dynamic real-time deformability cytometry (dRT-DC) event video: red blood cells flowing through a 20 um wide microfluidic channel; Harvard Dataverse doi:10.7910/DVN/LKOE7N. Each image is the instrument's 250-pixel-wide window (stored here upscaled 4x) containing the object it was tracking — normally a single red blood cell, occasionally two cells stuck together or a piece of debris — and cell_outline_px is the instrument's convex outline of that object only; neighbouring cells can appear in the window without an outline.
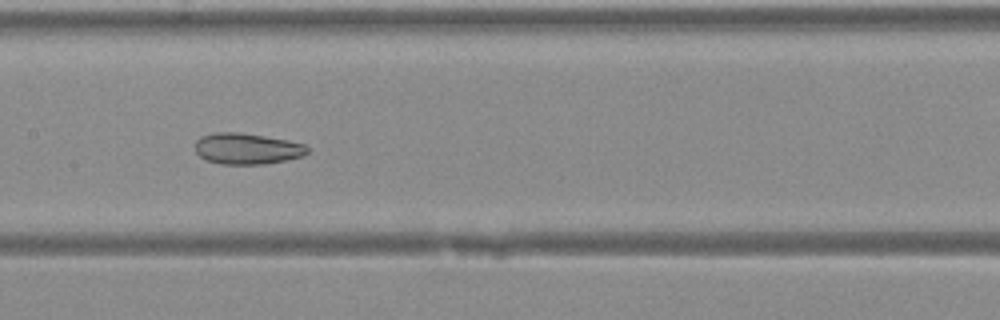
{"species": "Egyptian fruit bat (a non-hibernating species)", "species_latin": "Rousettus aegyptiacus", "temperature_condition": "warm", "stored_images_in_passage": 39, "camera_frame_rate_fps": 3000, "um_per_image_px": 0.085, "animal": {"sex": "female"}, "frame": {"image": 1, "passage_image": 21, "time_ms": 6.667, "image_size_px": [1000, 320], "cell_outline_px": [[308, 152], [304, 156], [288, 160], [264, 164], [220, 164], [208, 160], [200, 156], [196, 152], [196, 140], [200, 136], [216, 132], [240, 132], [288, 140], [304, 144], [308, 148]], "centroid_in_image_um": [21.01, 12.63], "position_along_channel_um": 186.4, "area_um2": 20.4}}
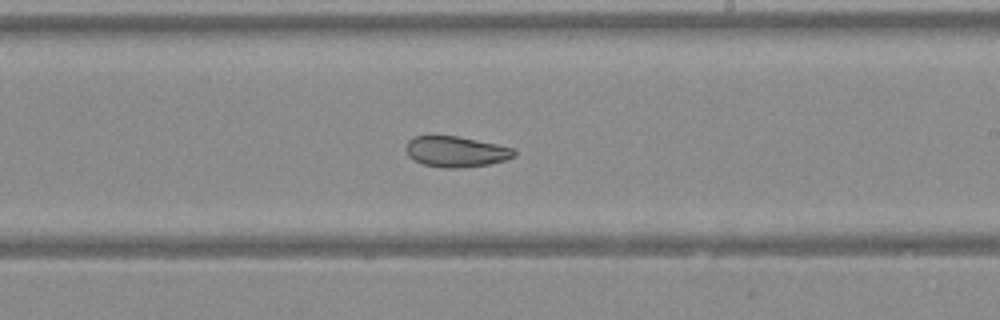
{"frame": {"image": 2, "passage_image": 25, "time_ms": 8.0, "image_size_px": [1000, 320], "cell_outline_px": [[516, 156], [504, 160], [488, 164], [456, 168], [444, 168], [424, 164], [408, 156], [404, 148], [408, 140], [412, 136], [456, 136], [496, 144], [512, 148], [516, 152]], "centroid_in_image_um": [38.72, 12.88], "position_along_channel_um": 250.3, "area_um2": 19.19}}
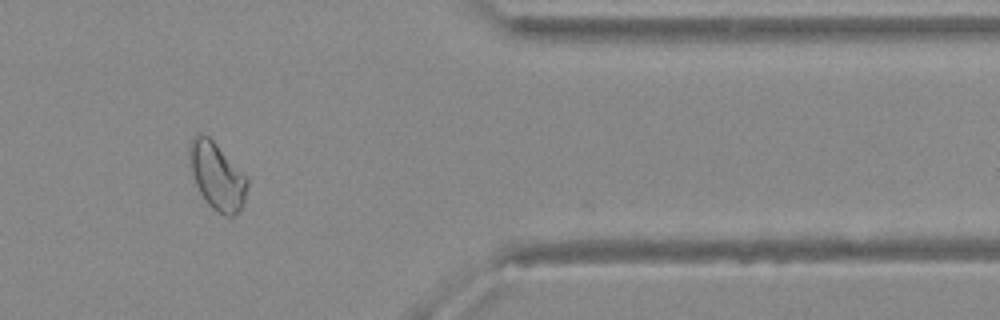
{"frame": {"image": 3, "passage_image": 35, "time_ms": 11.333, "image_size_px": [1000, 320], "cell_outline_px": [[248, 184], [244, 200], [236, 216], [224, 216], [216, 212], [208, 204], [200, 192], [196, 184], [188, 160], [188, 144], [200, 132], [208, 136], [216, 144], [248, 180]], "centroid_in_image_um": [18.41, 14.99], "position_along_channel_um": 393.0, "area_um2": 22.25}}